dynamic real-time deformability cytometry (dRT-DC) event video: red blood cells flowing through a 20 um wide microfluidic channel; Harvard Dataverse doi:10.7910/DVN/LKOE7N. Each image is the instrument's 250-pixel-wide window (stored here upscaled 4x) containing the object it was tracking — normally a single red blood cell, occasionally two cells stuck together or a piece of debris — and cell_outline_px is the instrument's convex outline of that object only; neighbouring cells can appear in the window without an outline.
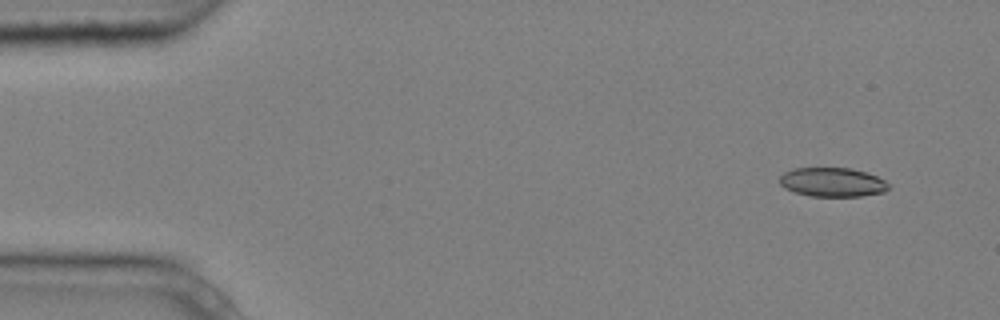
{"species": "common noctule bat (a hibernating species)", "species_latin": "Nyctalus noctula", "temperature_condition": "cold", "stored_images_in_passage": 7, "camera_frame_rate_fps": 3000, "um_per_image_px": 0.085, "animal": {"sex": "male", "body_mass_g": 20.4}, "frame": {"image": 1, "passage_image": 1, "time_ms": 0.0, "image_size_px": [1000, 320], "cell_outline_px": [[892, 184], [884, 192], [860, 196], [808, 196], [784, 188], [780, 184], [780, 176], [784, 172], [792, 168], [852, 168], [876, 176]], "centroid_in_image_um": [70.75, 15.48], "position_along_channel_um": 14.2, "area_um2": 18.5}}
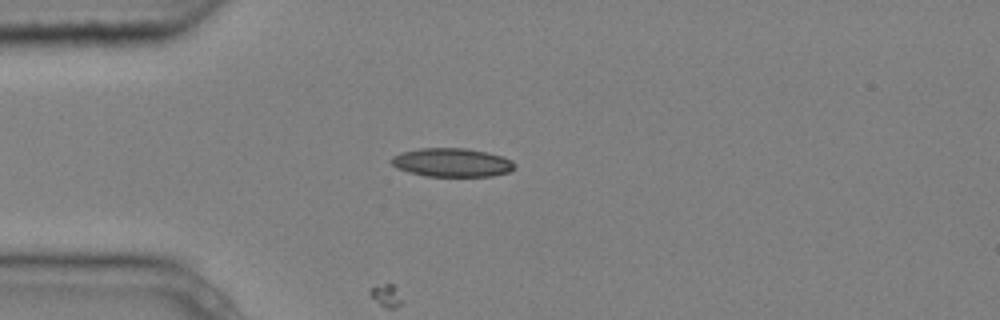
{"frame": {"image": 2, "passage_image": 4, "time_ms": 1.0, "image_size_px": [1000, 320], "cell_outline_px": [[516, 164], [508, 172], [492, 176], [424, 176], [408, 172], [396, 168], [388, 160], [392, 156], [400, 152], [420, 148], [464, 148], [488, 152], [512, 160]], "centroid_in_image_um": [38.35, 13.81], "position_along_channel_um": 46.6, "area_um2": 20.69}}